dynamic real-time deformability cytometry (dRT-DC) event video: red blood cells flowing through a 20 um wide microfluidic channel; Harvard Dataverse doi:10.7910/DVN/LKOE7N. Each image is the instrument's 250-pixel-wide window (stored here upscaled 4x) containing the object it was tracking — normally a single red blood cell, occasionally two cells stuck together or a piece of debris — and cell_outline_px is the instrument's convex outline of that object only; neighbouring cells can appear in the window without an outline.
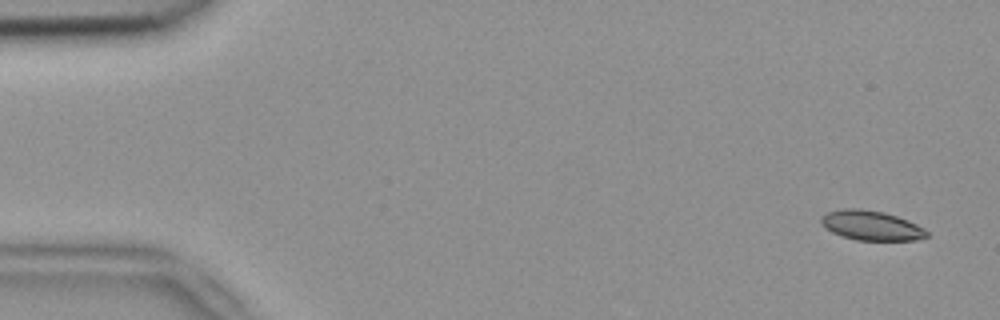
{"species": "common noctule bat (a hibernating species)", "species_latin": "Nyctalus noctula", "temperature_condition": "room temperature", "stored_images_in_passage": 5, "camera_frame_rate_fps": 3000, "um_per_image_px": 0.085, "animal": {"sex": "female", "body_mass_g": 18.4}, "frame": {"image": 1, "passage_image": 1, "time_ms": 0.0, "image_size_px": [1000, 320], "cell_outline_px": [[928, 236], [912, 240], [856, 240], [832, 232], [824, 228], [820, 224], [820, 216], [828, 212], [844, 208], [860, 208], [884, 212], [908, 220], [924, 228], [928, 232]], "centroid_in_image_um": [74.02, 19.15], "position_along_channel_um": 11.0, "area_um2": 18.26}}